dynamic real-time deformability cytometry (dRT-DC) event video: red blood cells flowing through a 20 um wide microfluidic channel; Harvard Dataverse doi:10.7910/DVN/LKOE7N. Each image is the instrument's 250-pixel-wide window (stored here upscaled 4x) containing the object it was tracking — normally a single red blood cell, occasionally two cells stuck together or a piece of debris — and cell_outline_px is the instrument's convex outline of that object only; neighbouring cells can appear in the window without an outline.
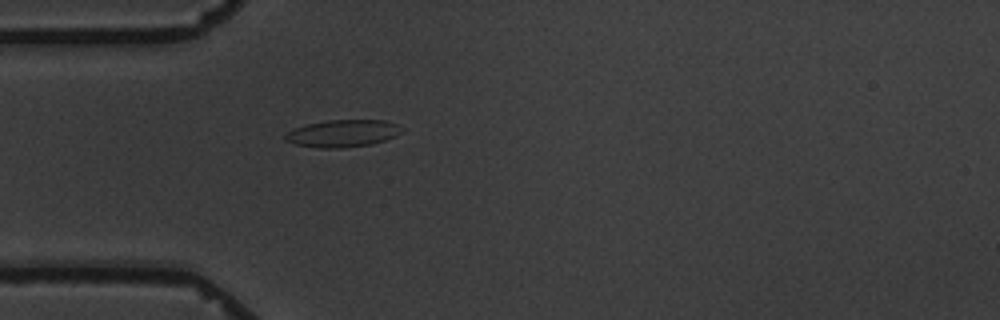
{"species": "common noctule bat (a hibernating species)", "species_latin": "Nyctalus noctula", "temperature_condition": "warm", "stored_images_in_passage": 1, "camera_frame_rate_fps": 3000, "um_per_image_px": 0.085, "animal": {"sex": "male", "body_mass_g": 19.5, "forearm_length_mm": 54.6}, "frame": {"image": 1, "passage_image": 1, "time_ms": 0.0, "image_size_px": [1000, 320], "cell_outline_px": [[404, 128], [396, 136], [372, 144], [344, 148], [320, 148], [296, 144], [284, 140], [284, 136], [292, 128], [308, 124], [328, 120], [384, 120], [396, 124]], "centroid_in_image_um": [29.13, 11.34], "position_along_channel_um": 55.9, "area_um2": 18.5}}